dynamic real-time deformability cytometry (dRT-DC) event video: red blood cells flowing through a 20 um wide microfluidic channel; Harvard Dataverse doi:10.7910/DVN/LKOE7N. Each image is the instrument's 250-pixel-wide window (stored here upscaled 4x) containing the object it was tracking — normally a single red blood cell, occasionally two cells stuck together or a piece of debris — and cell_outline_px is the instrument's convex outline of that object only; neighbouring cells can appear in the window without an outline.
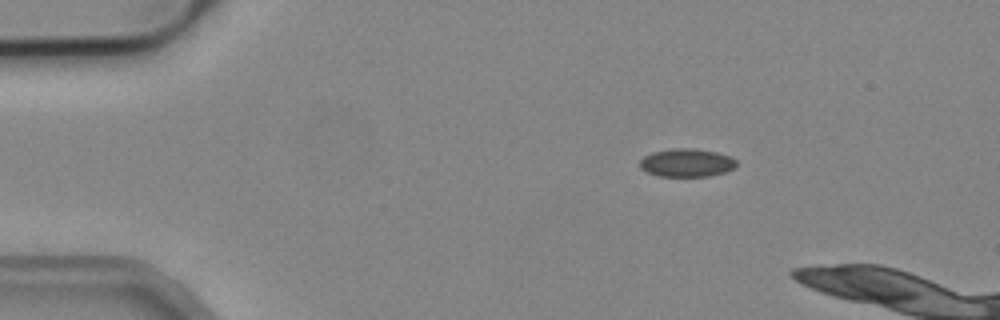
{"species": "common noctule bat (a hibernating species)", "species_latin": "Nyctalus noctula", "temperature_condition": "cold", "stored_images_in_passage": 3, "camera_frame_rate_fps": 3000, "um_per_image_px": 0.085, "animal": {"sex": "male", "body_mass_g": 19.2, "forearm_length_mm": 51.8}, "frame": {"image": 1, "passage_image": 1, "time_ms": 0.0, "image_size_px": [1000, 320], "cell_outline_px": [[736, 168], [724, 172], [708, 176], [660, 176], [648, 172], [640, 168], [640, 160], [644, 156], [652, 152], [672, 148], [692, 148], [716, 152], [728, 156], [736, 160]], "centroid_in_image_um": [58.36, 13.83], "position_along_channel_um": 26.6, "area_um2": 15.78}}
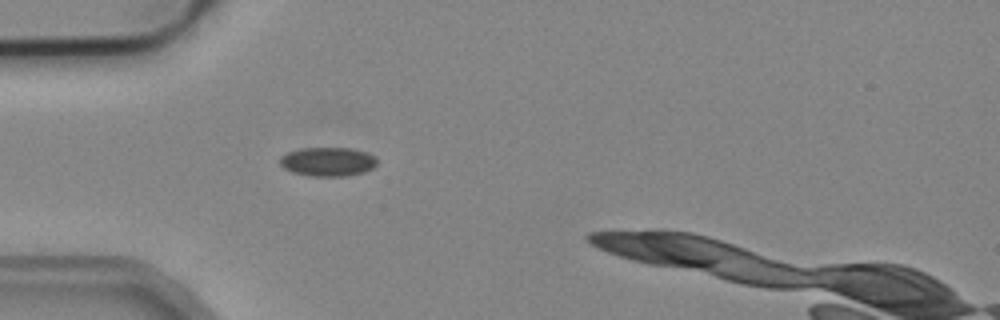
{"frame": {"image": 2, "passage_image": 3, "time_ms": 0.667, "image_size_px": [1000, 320], "cell_outline_px": [[376, 164], [372, 168], [364, 172], [344, 176], [312, 176], [292, 172], [284, 168], [280, 164], [280, 156], [288, 152], [300, 148], [348, 148], [364, 152], [372, 156], [376, 160]], "centroid_in_image_um": [27.81, 13.74], "position_along_channel_um": 57.2, "area_um2": 16.18}}